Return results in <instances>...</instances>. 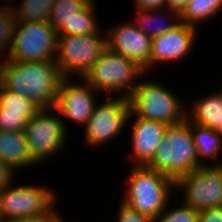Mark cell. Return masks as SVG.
<instances>
[{"mask_svg": "<svg viewBox=\"0 0 222 222\" xmlns=\"http://www.w3.org/2000/svg\"><path fill=\"white\" fill-rule=\"evenodd\" d=\"M3 60L0 64V85L4 89L29 98L40 108L54 107L63 79L55 61Z\"/></svg>", "mask_w": 222, "mask_h": 222, "instance_id": "cell-1", "label": "cell"}, {"mask_svg": "<svg viewBox=\"0 0 222 222\" xmlns=\"http://www.w3.org/2000/svg\"><path fill=\"white\" fill-rule=\"evenodd\" d=\"M146 167L157 170L174 182L200 167L190 122L168 125L163 140Z\"/></svg>", "mask_w": 222, "mask_h": 222, "instance_id": "cell-2", "label": "cell"}, {"mask_svg": "<svg viewBox=\"0 0 222 222\" xmlns=\"http://www.w3.org/2000/svg\"><path fill=\"white\" fill-rule=\"evenodd\" d=\"M131 169L121 201L153 220L173 198L175 182L146 166H132Z\"/></svg>", "mask_w": 222, "mask_h": 222, "instance_id": "cell-3", "label": "cell"}, {"mask_svg": "<svg viewBox=\"0 0 222 222\" xmlns=\"http://www.w3.org/2000/svg\"><path fill=\"white\" fill-rule=\"evenodd\" d=\"M164 86L160 81H138L128 97L131 116L167 125L182 123L186 119V105L173 90Z\"/></svg>", "mask_w": 222, "mask_h": 222, "instance_id": "cell-4", "label": "cell"}, {"mask_svg": "<svg viewBox=\"0 0 222 222\" xmlns=\"http://www.w3.org/2000/svg\"><path fill=\"white\" fill-rule=\"evenodd\" d=\"M145 75L136 63L106 49L83 79L99 94L128 98Z\"/></svg>", "mask_w": 222, "mask_h": 222, "instance_id": "cell-5", "label": "cell"}, {"mask_svg": "<svg viewBox=\"0 0 222 222\" xmlns=\"http://www.w3.org/2000/svg\"><path fill=\"white\" fill-rule=\"evenodd\" d=\"M57 30L48 21L16 22L6 60L13 62L55 61Z\"/></svg>", "mask_w": 222, "mask_h": 222, "instance_id": "cell-6", "label": "cell"}, {"mask_svg": "<svg viewBox=\"0 0 222 222\" xmlns=\"http://www.w3.org/2000/svg\"><path fill=\"white\" fill-rule=\"evenodd\" d=\"M101 35H58L55 62L63 78L74 74L83 79L107 49L106 36Z\"/></svg>", "mask_w": 222, "mask_h": 222, "instance_id": "cell-7", "label": "cell"}, {"mask_svg": "<svg viewBox=\"0 0 222 222\" xmlns=\"http://www.w3.org/2000/svg\"><path fill=\"white\" fill-rule=\"evenodd\" d=\"M54 107L41 108L25 126L24 135L36 163L49 160L66 145L67 129ZM65 143V144H64Z\"/></svg>", "mask_w": 222, "mask_h": 222, "instance_id": "cell-8", "label": "cell"}, {"mask_svg": "<svg viewBox=\"0 0 222 222\" xmlns=\"http://www.w3.org/2000/svg\"><path fill=\"white\" fill-rule=\"evenodd\" d=\"M56 195L51 188L35 184L6 187L1 191L2 222L51 215L56 210Z\"/></svg>", "mask_w": 222, "mask_h": 222, "instance_id": "cell-9", "label": "cell"}, {"mask_svg": "<svg viewBox=\"0 0 222 222\" xmlns=\"http://www.w3.org/2000/svg\"><path fill=\"white\" fill-rule=\"evenodd\" d=\"M107 96L103 104L97 102L98 105L88 118L87 124L84 126V144L90 148H99L103 144L123 133L124 128L128 125V117L130 114V103L127 97L118 95V97ZM122 130V131H121ZM115 137V138H114Z\"/></svg>", "mask_w": 222, "mask_h": 222, "instance_id": "cell-10", "label": "cell"}, {"mask_svg": "<svg viewBox=\"0 0 222 222\" xmlns=\"http://www.w3.org/2000/svg\"><path fill=\"white\" fill-rule=\"evenodd\" d=\"M176 190L184 191L181 202L194 210L222 207V164L202 165L187 173L175 182Z\"/></svg>", "mask_w": 222, "mask_h": 222, "instance_id": "cell-11", "label": "cell"}, {"mask_svg": "<svg viewBox=\"0 0 222 222\" xmlns=\"http://www.w3.org/2000/svg\"><path fill=\"white\" fill-rule=\"evenodd\" d=\"M107 49L136 63L146 74L151 69L152 39L137 28L132 20L108 29Z\"/></svg>", "mask_w": 222, "mask_h": 222, "instance_id": "cell-12", "label": "cell"}, {"mask_svg": "<svg viewBox=\"0 0 222 222\" xmlns=\"http://www.w3.org/2000/svg\"><path fill=\"white\" fill-rule=\"evenodd\" d=\"M70 80L72 79H62L54 108L61 116L65 127H67L65 119H70V121L72 120L80 126H85L97 104L94 94L99 92L93 89L84 79L81 84L71 83Z\"/></svg>", "mask_w": 222, "mask_h": 222, "instance_id": "cell-13", "label": "cell"}, {"mask_svg": "<svg viewBox=\"0 0 222 222\" xmlns=\"http://www.w3.org/2000/svg\"><path fill=\"white\" fill-rule=\"evenodd\" d=\"M197 30V27L181 22L174 29L153 38L150 72L157 65L179 62L188 57L196 42Z\"/></svg>", "mask_w": 222, "mask_h": 222, "instance_id": "cell-14", "label": "cell"}, {"mask_svg": "<svg viewBox=\"0 0 222 222\" xmlns=\"http://www.w3.org/2000/svg\"><path fill=\"white\" fill-rule=\"evenodd\" d=\"M135 117L132 125V149L129 155L132 157L131 166H146L154 157L158 145L163 140L167 124L146 120L129 114L128 120Z\"/></svg>", "mask_w": 222, "mask_h": 222, "instance_id": "cell-15", "label": "cell"}, {"mask_svg": "<svg viewBox=\"0 0 222 222\" xmlns=\"http://www.w3.org/2000/svg\"><path fill=\"white\" fill-rule=\"evenodd\" d=\"M187 107L186 119L189 122L217 130L222 134V90L208 93L207 96L196 99L191 107Z\"/></svg>", "mask_w": 222, "mask_h": 222, "instance_id": "cell-16", "label": "cell"}, {"mask_svg": "<svg viewBox=\"0 0 222 222\" xmlns=\"http://www.w3.org/2000/svg\"><path fill=\"white\" fill-rule=\"evenodd\" d=\"M0 159L16 171L37 165L33 160L24 132L0 130Z\"/></svg>", "mask_w": 222, "mask_h": 222, "instance_id": "cell-17", "label": "cell"}, {"mask_svg": "<svg viewBox=\"0 0 222 222\" xmlns=\"http://www.w3.org/2000/svg\"><path fill=\"white\" fill-rule=\"evenodd\" d=\"M136 11V15L132 22L137 28H139L144 34L149 36L151 39L174 29L181 23L180 14L177 11H173L167 8L164 10L165 12L162 10ZM168 18L169 20H171L172 23H168L167 21H165V19L168 20ZM162 21L165 22L163 23Z\"/></svg>", "mask_w": 222, "mask_h": 222, "instance_id": "cell-18", "label": "cell"}, {"mask_svg": "<svg viewBox=\"0 0 222 222\" xmlns=\"http://www.w3.org/2000/svg\"><path fill=\"white\" fill-rule=\"evenodd\" d=\"M190 130L197 148L200 166L208 165V163L209 165L222 164V161H216L220 160L218 156L222 150V134L217 130L203 127L192 122H190ZM206 159L208 162H204Z\"/></svg>", "mask_w": 222, "mask_h": 222, "instance_id": "cell-19", "label": "cell"}, {"mask_svg": "<svg viewBox=\"0 0 222 222\" xmlns=\"http://www.w3.org/2000/svg\"><path fill=\"white\" fill-rule=\"evenodd\" d=\"M95 1L90 0L79 12L64 22L58 29V35H89L100 34V27L95 14Z\"/></svg>", "mask_w": 222, "mask_h": 222, "instance_id": "cell-20", "label": "cell"}, {"mask_svg": "<svg viewBox=\"0 0 222 222\" xmlns=\"http://www.w3.org/2000/svg\"><path fill=\"white\" fill-rule=\"evenodd\" d=\"M221 10L222 0H189L180 14V21L197 27L202 21L213 19Z\"/></svg>", "mask_w": 222, "mask_h": 222, "instance_id": "cell-21", "label": "cell"}, {"mask_svg": "<svg viewBox=\"0 0 222 222\" xmlns=\"http://www.w3.org/2000/svg\"><path fill=\"white\" fill-rule=\"evenodd\" d=\"M55 0H22L18 4L11 5L16 22H40L48 21L52 5ZM14 6V7H13Z\"/></svg>", "mask_w": 222, "mask_h": 222, "instance_id": "cell-22", "label": "cell"}, {"mask_svg": "<svg viewBox=\"0 0 222 222\" xmlns=\"http://www.w3.org/2000/svg\"><path fill=\"white\" fill-rule=\"evenodd\" d=\"M0 108L5 113L35 115L41 108L31 101L15 92L4 89L0 85Z\"/></svg>", "mask_w": 222, "mask_h": 222, "instance_id": "cell-23", "label": "cell"}, {"mask_svg": "<svg viewBox=\"0 0 222 222\" xmlns=\"http://www.w3.org/2000/svg\"><path fill=\"white\" fill-rule=\"evenodd\" d=\"M90 0H55L48 22L56 30L79 12Z\"/></svg>", "mask_w": 222, "mask_h": 222, "instance_id": "cell-24", "label": "cell"}, {"mask_svg": "<svg viewBox=\"0 0 222 222\" xmlns=\"http://www.w3.org/2000/svg\"><path fill=\"white\" fill-rule=\"evenodd\" d=\"M3 1V6H0V52L3 53V57L5 58L10 50L16 20L11 8V4H5L11 3V0Z\"/></svg>", "mask_w": 222, "mask_h": 222, "instance_id": "cell-25", "label": "cell"}, {"mask_svg": "<svg viewBox=\"0 0 222 222\" xmlns=\"http://www.w3.org/2000/svg\"><path fill=\"white\" fill-rule=\"evenodd\" d=\"M179 207L170 208L169 203L166 208L156 216L152 222H198L199 211L194 210L183 202Z\"/></svg>", "mask_w": 222, "mask_h": 222, "instance_id": "cell-26", "label": "cell"}, {"mask_svg": "<svg viewBox=\"0 0 222 222\" xmlns=\"http://www.w3.org/2000/svg\"><path fill=\"white\" fill-rule=\"evenodd\" d=\"M33 115H21L13 113H5L0 108V130L3 131H20L23 132L29 119Z\"/></svg>", "mask_w": 222, "mask_h": 222, "instance_id": "cell-27", "label": "cell"}, {"mask_svg": "<svg viewBox=\"0 0 222 222\" xmlns=\"http://www.w3.org/2000/svg\"><path fill=\"white\" fill-rule=\"evenodd\" d=\"M119 211H117V222H152V220L131 208L124 202H120Z\"/></svg>", "mask_w": 222, "mask_h": 222, "instance_id": "cell-28", "label": "cell"}, {"mask_svg": "<svg viewBox=\"0 0 222 222\" xmlns=\"http://www.w3.org/2000/svg\"><path fill=\"white\" fill-rule=\"evenodd\" d=\"M16 170L0 159V190L12 186Z\"/></svg>", "mask_w": 222, "mask_h": 222, "instance_id": "cell-29", "label": "cell"}, {"mask_svg": "<svg viewBox=\"0 0 222 222\" xmlns=\"http://www.w3.org/2000/svg\"><path fill=\"white\" fill-rule=\"evenodd\" d=\"M136 10L153 11L165 10L166 0H133Z\"/></svg>", "mask_w": 222, "mask_h": 222, "instance_id": "cell-30", "label": "cell"}, {"mask_svg": "<svg viewBox=\"0 0 222 222\" xmlns=\"http://www.w3.org/2000/svg\"><path fill=\"white\" fill-rule=\"evenodd\" d=\"M198 222H222V207L199 211Z\"/></svg>", "mask_w": 222, "mask_h": 222, "instance_id": "cell-31", "label": "cell"}, {"mask_svg": "<svg viewBox=\"0 0 222 222\" xmlns=\"http://www.w3.org/2000/svg\"><path fill=\"white\" fill-rule=\"evenodd\" d=\"M62 220V216L60 212L55 210L51 215L41 216V217H27L14 219L7 222H60Z\"/></svg>", "mask_w": 222, "mask_h": 222, "instance_id": "cell-32", "label": "cell"}, {"mask_svg": "<svg viewBox=\"0 0 222 222\" xmlns=\"http://www.w3.org/2000/svg\"><path fill=\"white\" fill-rule=\"evenodd\" d=\"M189 0H166L167 9L177 11L179 14L186 8Z\"/></svg>", "mask_w": 222, "mask_h": 222, "instance_id": "cell-33", "label": "cell"}, {"mask_svg": "<svg viewBox=\"0 0 222 222\" xmlns=\"http://www.w3.org/2000/svg\"><path fill=\"white\" fill-rule=\"evenodd\" d=\"M1 191L2 190H0V222H2V216H1Z\"/></svg>", "mask_w": 222, "mask_h": 222, "instance_id": "cell-34", "label": "cell"}]
</instances>
